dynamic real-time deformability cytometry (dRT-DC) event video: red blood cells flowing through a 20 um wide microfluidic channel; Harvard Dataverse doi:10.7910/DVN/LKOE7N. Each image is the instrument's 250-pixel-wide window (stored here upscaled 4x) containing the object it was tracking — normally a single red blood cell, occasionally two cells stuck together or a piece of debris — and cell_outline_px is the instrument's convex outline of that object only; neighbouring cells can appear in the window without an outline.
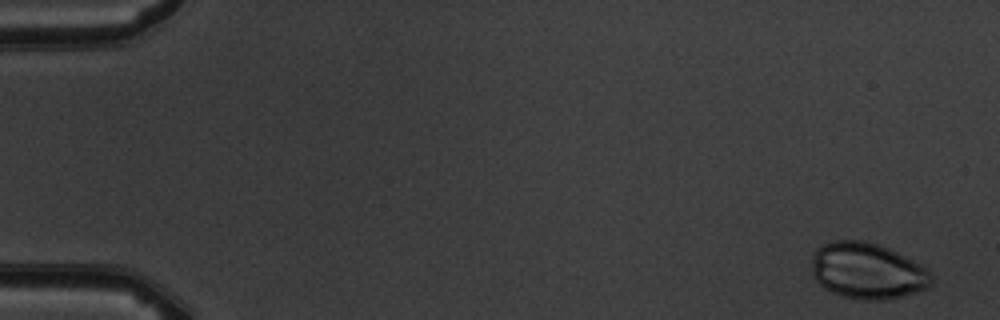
{"species": "common noctule bat (a hibernating species)", "species_latin": "Nyctalus noctula", "temperature_condition": "warm", "stored_images_in_passage": 5, "camera_frame_rate_fps": 3000, "um_per_image_px": 0.085, "animal": {"sex": "male", "body_mass_g": 19.5, "forearm_length_mm": 54.6}, "frame": {"image": 1, "passage_image": 1, "time_ms": 0.0, "image_size_px": [1000, 320], "cell_outline_px": [[932, 284], [928, 288], [892, 300], [860, 300], [840, 296], [824, 288], [812, 276], [812, 256], [816, 248], [832, 240], [868, 240], [880, 244], [920, 264], [932, 276]], "centroid_in_image_um": [73.71, 23.03], "position_along_channel_um": 11.3, "area_um2": 39.65}}